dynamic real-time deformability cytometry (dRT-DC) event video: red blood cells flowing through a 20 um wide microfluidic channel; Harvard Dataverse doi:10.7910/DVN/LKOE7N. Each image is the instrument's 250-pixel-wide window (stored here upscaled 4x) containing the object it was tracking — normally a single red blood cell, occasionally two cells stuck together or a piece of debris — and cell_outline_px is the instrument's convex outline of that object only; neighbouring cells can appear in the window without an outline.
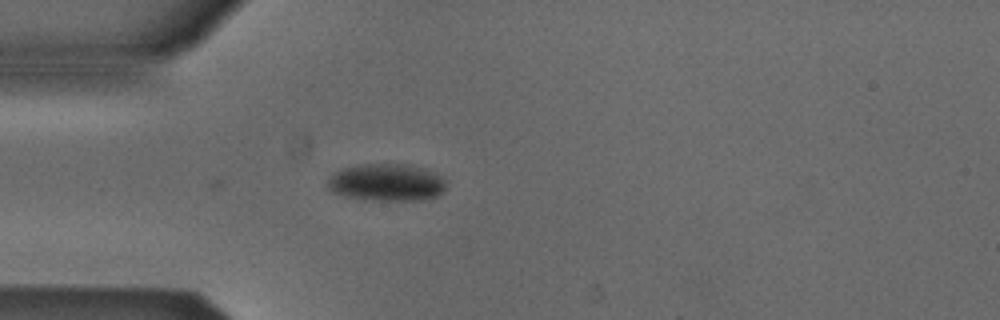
{"species": "Egyptian fruit bat (a non-hibernating species)", "species_latin": "Rousettus aegyptiacus", "temperature_condition": "cold", "stored_images_in_passage": 29, "camera_frame_rate_fps": 3000, "um_per_image_px": 0.085, "animal": {"sex": "male"}, "frame": {"image": 1, "passage_image": 1, "time_ms": 0.0, "image_size_px": [1000, 320], "cell_outline_px": [[444, 192], [436, 196], [420, 200], [364, 200], [344, 196], [332, 192], [328, 188], [328, 176], [332, 172], [340, 168], [360, 164], [408, 164], [428, 168], [444, 176]], "centroid_in_image_um": [32.84, 15.49], "position_along_channel_um": 52.2, "area_um2": 26.36}}
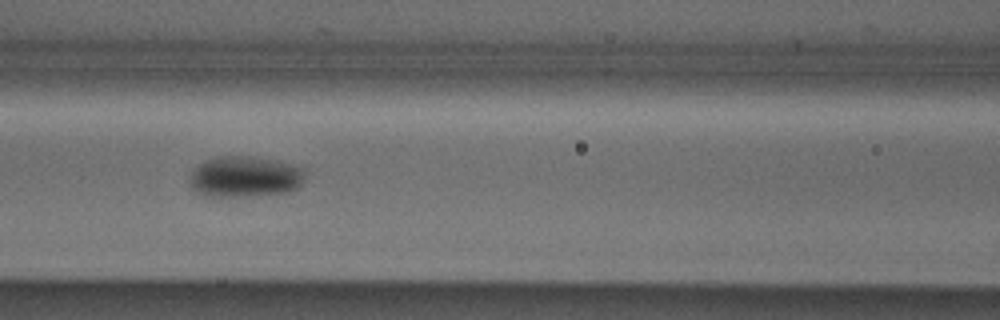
{"frame": {"image": 2, "passage_image": 9, "time_ms": 2.667, "image_size_px": [1000, 320], "cell_outline_px": [[304, 176], [300, 184], [296, 188], [288, 192], [236, 196], [204, 196], [196, 192], [192, 188], [188, 180], [188, 176], [204, 160], [216, 156], [252, 156], [280, 160], [304, 168]], "centroid_in_image_um": [20.79, 14.99], "position_along_channel_um": 145.8, "area_um2": 27.69}}
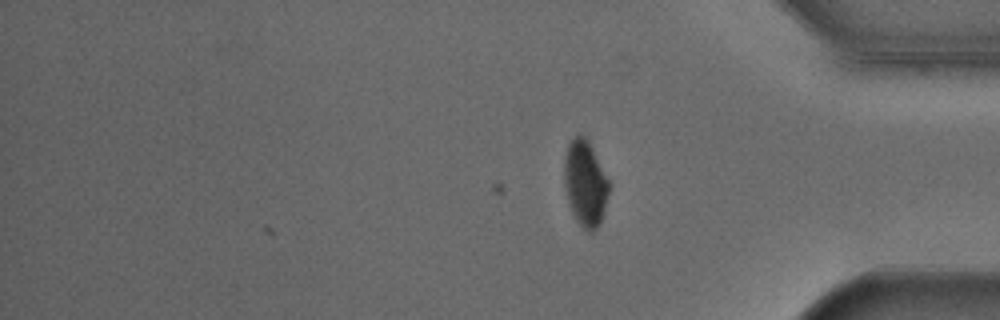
{"frame": {"image": 3, "passage_image": 29, "time_ms": 9.333, "image_size_px": [1000, 320], "cell_outline_px": [[612, 184], [600, 224], [592, 232], [588, 232], [576, 220], [572, 212], [568, 200], [564, 184], [564, 156], [568, 144], [580, 132], [588, 140]], "centroid_in_image_um": [49.77, 15.57], "position_along_channel_um": 385.4, "area_um2": 22.66}}